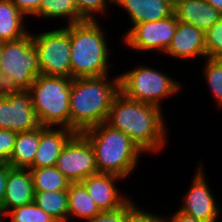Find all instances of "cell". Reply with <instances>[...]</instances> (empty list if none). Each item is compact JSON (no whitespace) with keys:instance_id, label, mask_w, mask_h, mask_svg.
<instances>
[{"instance_id":"44dd1931","label":"cell","mask_w":222,"mask_h":222,"mask_svg":"<svg viewBox=\"0 0 222 222\" xmlns=\"http://www.w3.org/2000/svg\"><path fill=\"white\" fill-rule=\"evenodd\" d=\"M40 143V127L27 132H19L8 164L12 168L29 169Z\"/></svg>"},{"instance_id":"3957f363","label":"cell","mask_w":222,"mask_h":222,"mask_svg":"<svg viewBox=\"0 0 222 222\" xmlns=\"http://www.w3.org/2000/svg\"><path fill=\"white\" fill-rule=\"evenodd\" d=\"M104 29L99 20L70 24L72 78L101 77L111 73L109 58L113 51H110Z\"/></svg>"},{"instance_id":"e0dca14e","label":"cell","mask_w":222,"mask_h":222,"mask_svg":"<svg viewBox=\"0 0 222 222\" xmlns=\"http://www.w3.org/2000/svg\"><path fill=\"white\" fill-rule=\"evenodd\" d=\"M115 5L129 16L131 27L128 31L135 24L161 20L174 13V7L165 0H114Z\"/></svg>"},{"instance_id":"5bb4252c","label":"cell","mask_w":222,"mask_h":222,"mask_svg":"<svg viewBox=\"0 0 222 222\" xmlns=\"http://www.w3.org/2000/svg\"><path fill=\"white\" fill-rule=\"evenodd\" d=\"M175 59L194 60L207 57L205 32L196 26L177 20V27L172 42L164 56Z\"/></svg>"},{"instance_id":"30bf717a","label":"cell","mask_w":222,"mask_h":222,"mask_svg":"<svg viewBox=\"0 0 222 222\" xmlns=\"http://www.w3.org/2000/svg\"><path fill=\"white\" fill-rule=\"evenodd\" d=\"M55 166L71 183L98 173L94 148L80 132H76L63 147Z\"/></svg>"},{"instance_id":"6da1fadb","label":"cell","mask_w":222,"mask_h":222,"mask_svg":"<svg viewBox=\"0 0 222 222\" xmlns=\"http://www.w3.org/2000/svg\"><path fill=\"white\" fill-rule=\"evenodd\" d=\"M164 117L163 109L130 99L119 92L113 100L106 123L122 131L145 154L151 155L166 149L168 144V125Z\"/></svg>"},{"instance_id":"4fadbf2b","label":"cell","mask_w":222,"mask_h":222,"mask_svg":"<svg viewBox=\"0 0 222 222\" xmlns=\"http://www.w3.org/2000/svg\"><path fill=\"white\" fill-rule=\"evenodd\" d=\"M125 181L122 177L110 173H96L88 176L81 183L85 186L93 201L101 211H116L125 206L132 198L123 195L118 184Z\"/></svg>"},{"instance_id":"f546056e","label":"cell","mask_w":222,"mask_h":222,"mask_svg":"<svg viewBox=\"0 0 222 222\" xmlns=\"http://www.w3.org/2000/svg\"><path fill=\"white\" fill-rule=\"evenodd\" d=\"M17 132L0 129V163H8L12 155Z\"/></svg>"},{"instance_id":"9a60e30c","label":"cell","mask_w":222,"mask_h":222,"mask_svg":"<svg viewBox=\"0 0 222 222\" xmlns=\"http://www.w3.org/2000/svg\"><path fill=\"white\" fill-rule=\"evenodd\" d=\"M75 133L64 127L40 126V143L30 168L55 166L63 147Z\"/></svg>"},{"instance_id":"484cf974","label":"cell","mask_w":222,"mask_h":222,"mask_svg":"<svg viewBox=\"0 0 222 222\" xmlns=\"http://www.w3.org/2000/svg\"><path fill=\"white\" fill-rule=\"evenodd\" d=\"M5 216L10 217V222H57L53 217L38 207L35 202L8 211L3 217V222Z\"/></svg>"},{"instance_id":"ac0fdd59","label":"cell","mask_w":222,"mask_h":222,"mask_svg":"<svg viewBox=\"0 0 222 222\" xmlns=\"http://www.w3.org/2000/svg\"><path fill=\"white\" fill-rule=\"evenodd\" d=\"M178 21L189 23L206 32L216 22L222 13L205 0H184L174 8Z\"/></svg>"},{"instance_id":"836d02e7","label":"cell","mask_w":222,"mask_h":222,"mask_svg":"<svg viewBox=\"0 0 222 222\" xmlns=\"http://www.w3.org/2000/svg\"><path fill=\"white\" fill-rule=\"evenodd\" d=\"M175 213H172V215H165L167 222H203L201 220H197L192 216H189L177 209V211H174Z\"/></svg>"},{"instance_id":"4316f807","label":"cell","mask_w":222,"mask_h":222,"mask_svg":"<svg viewBox=\"0 0 222 222\" xmlns=\"http://www.w3.org/2000/svg\"><path fill=\"white\" fill-rule=\"evenodd\" d=\"M75 4L79 15L84 20L97 21L99 16H104L112 5L114 6V0H75ZM110 6V7H109Z\"/></svg>"},{"instance_id":"603a6c76","label":"cell","mask_w":222,"mask_h":222,"mask_svg":"<svg viewBox=\"0 0 222 222\" xmlns=\"http://www.w3.org/2000/svg\"><path fill=\"white\" fill-rule=\"evenodd\" d=\"M34 202L57 222H68L67 190L35 192Z\"/></svg>"},{"instance_id":"1f68e13d","label":"cell","mask_w":222,"mask_h":222,"mask_svg":"<svg viewBox=\"0 0 222 222\" xmlns=\"http://www.w3.org/2000/svg\"><path fill=\"white\" fill-rule=\"evenodd\" d=\"M41 1L42 0H11L26 18H28V16L33 17L38 12Z\"/></svg>"},{"instance_id":"9c48e42d","label":"cell","mask_w":222,"mask_h":222,"mask_svg":"<svg viewBox=\"0 0 222 222\" xmlns=\"http://www.w3.org/2000/svg\"><path fill=\"white\" fill-rule=\"evenodd\" d=\"M177 27L175 13L161 20L135 24L122 36L127 48L135 52L165 53L172 42Z\"/></svg>"},{"instance_id":"8992f818","label":"cell","mask_w":222,"mask_h":222,"mask_svg":"<svg viewBox=\"0 0 222 222\" xmlns=\"http://www.w3.org/2000/svg\"><path fill=\"white\" fill-rule=\"evenodd\" d=\"M136 66L119 74L120 92L130 99L162 109L163 100L179 94L184 87L178 80L153 66Z\"/></svg>"},{"instance_id":"52a82bcc","label":"cell","mask_w":222,"mask_h":222,"mask_svg":"<svg viewBox=\"0 0 222 222\" xmlns=\"http://www.w3.org/2000/svg\"><path fill=\"white\" fill-rule=\"evenodd\" d=\"M2 90H29L41 74L31 31L21 39L3 42Z\"/></svg>"},{"instance_id":"ffe728a7","label":"cell","mask_w":222,"mask_h":222,"mask_svg":"<svg viewBox=\"0 0 222 222\" xmlns=\"http://www.w3.org/2000/svg\"><path fill=\"white\" fill-rule=\"evenodd\" d=\"M67 195L68 222H75L76 218L88 220L102 212L81 182L70 183Z\"/></svg>"},{"instance_id":"d4e9b609","label":"cell","mask_w":222,"mask_h":222,"mask_svg":"<svg viewBox=\"0 0 222 222\" xmlns=\"http://www.w3.org/2000/svg\"><path fill=\"white\" fill-rule=\"evenodd\" d=\"M204 62L201 69L202 76L217 107L222 108V59L206 57Z\"/></svg>"},{"instance_id":"2e32d148","label":"cell","mask_w":222,"mask_h":222,"mask_svg":"<svg viewBox=\"0 0 222 222\" xmlns=\"http://www.w3.org/2000/svg\"><path fill=\"white\" fill-rule=\"evenodd\" d=\"M34 186L29 169L12 168L7 176L2 217L16 207L34 202Z\"/></svg>"},{"instance_id":"7c38bea8","label":"cell","mask_w":222,"mask_h":222,"mask_svg":"<svg viewBox=\"0 0 222 222\" xmlns=\"http://www.w3.org/2000/svg\"><path fill=\"white\" fill-rule=\"evenodd\" d=\"M199 162L200 165L195 169L193 180L178 210L203 222H217L222 218V209L209 187L204 163Z\"/></svg>"},{"instance_id":"7402d4cb","label":"cell","mask_w":222,"mask_h":222,"mask_svg":"<svg viewBox=\"0 0 222 222\" xmlns=\"http://www.w3.org/2000/svg\"><path fill=\"white\" fill-rule=\"evenodd\" d=\"M38 19H67L68 25L85 21L78 13L75 0H42L38 12L33 16Z\"/></svg>"},{"instance_id":"4dcf8cb0","label":"cell","mask_w":222,"mask_h":222,"mask_svg":"<svg viewBox=\"0 0 222 222\" xmlns=\"http://www.w3.org/2000/svg\"><path fill=\"white\" fill-rule=\"evenodd\" d=\"M129 222H167L166 216L162 214H154V212L146 211L144 208L137 206L131 213Z\"/></svg>"},{"instance_id":"d6986e66","label":"cell","mask_w":222,"mask_h":222,"mask_svg":"<svg viewBox=\"0 0 222 222\" xmlns=\"http://www.w3.org/2000/svg\"><path fill=\"white\" fill-rule=\"evenodd\" d=\"M25 18L11 0H0V41H14L26 36L30 29Z\"/></svg>"},{"instance_id":"e575fe53","label":"cell","mask_w":222,"mask_h":222,"mask_svg":"<svg viewBox=\"0 0 222 222\" xmlns=\"http://www.w3.org/2000/svg\"><path fill=\"white\" fill-rule=\"evenodd\" d=\"M222 13V0H205Z\"/></svg>"},{"instance_id":"8d00e7d4","label":"cell","mask_w":222,"mask_h":222,"mask_svg":"<svg viewBox=\"0 0 222 222\" xmlns=\"http://www.w3.org/2000/svg\"><path fill=\"white\" fill-rule=\"evenodd\" d=\"M165 1L175 8L179 3H181L184 0H165Z\"/></svg>"},{"instance_id":"277c9868","label":"cell","mask_w":222,"mask_h":222,"mask_svg":"<svg viewBox=\"0 0 222 222\" xmlns=\"http://www.w3.org/2000/svg\"><path fill=\"white\" fill-rule=\"evenodd\" d=\"M82 133L94 148L98 173H110L128 179L137 169L141 155H145L129 136L106 122Z\"/></svg>"},{"instance_id":"cb8c5ba5","label":"cell","mask_w":222,"mask_h":222,"mask_svg":"<svg viewBox=\"0 0 222 222\" xmlns=\"http://www.w3.org/2000/svg\"><path fill=\"white\" fill-rule=\"evenodd\" d=\"M29 170L32 174L34 192L67 190L71 183L56 166Z\"/></svg>"},{"instance_id":"8fae6325","label":"cell","mask_w":222,"mask_h":222,"mask_svg":"<svg viewBox=\"0 0 222 222\" xmlns=\"http://www.w3.org/2000/svg\"><path fill=\"white\" fill-rule=\"evenodd\" d=\"M40 126L28 90L0 91V129L19 133Z\"/></svg>"},{"instance_id":"d6a6232c","label":"cell","mask_w":222,"mask_h":222,"mask_svg":"<svg viewBox=\"0 0 222 222\" xmlns=\"http://www.w3.org/2000/svg\"><path fill=\"white\" fill-rule=\"evenodd\" d=\"M12 167L8 163H0V213L2 215L3 200L5 197L6 181Z\"/></svg>"},{"instance_id":"f1b7e54d","label":"cell","mask_w":222,"mask_h":222,"mask_svg":"<svg viewBox=\"0 0 222 222\" xmlns=\"http://www.w3.org/2000/svg\"><path fill=\"white\" fill-rule=\"evenodd\" d=\"M131 199L125 206L116 211H102L97 216L84 220V222H129L130 213L137 207Z\"/></svg>"},{"instance_id":"7a4b0ae2","label":"cell","mask_w":222,"mask_h":222,"mask_svg":"<svg viewBox=\"0 0 222 222\" xmlns=\"http://www.w3.org/2000/svg\"><path fill=\"white\" fill-rule=\"evenodd\" d=\"M113 77L109 74L72 79L69 99L71 130L82 133L106 122L113 100L120 92L119 74Z\"/></svg>"},{"instance_id":"ba28073f","label":"cell","mask_w":222,"mask_h":222,"mask_svg":"<svg viewBox=\"0 0 222 222\" xmlns=\"http://www.w3.org/2000/svg\"><path fill=\"white\" fill-rule=\"evenodd\" d=\"M42 75L72 78L70 25L32 33Z\"/></svg>"},{"instance_id":"d590c367","label":"cell","mask_w":222,"mask_h":222,"mask_svg":"<svg viewBox=\"0 0 222 222\" xmlns=\"http://www.w3.org/2000/svg\"><path fill=\"white\" fill-rule=\"evenodd\" d=\"M2 48H3V42L0 41V91L2 90V72H1Z\"/></svg>"},{"instance_id":"83f0119b","label":"cell","mask_w":222,"mask_h":222,"mask_svg":"<svg viewBox=\"0 0 222 222\" xmlns=\"http://www.w3.org/2000/svg\"><path fill=\"white\" fill-rule=\"evenodd\" d=\"M205 45L208 58L222 59V17L205 32Z\"/></svg>"},{"instance_id":"74e56055","label":"cell","mask_w":222,"mask_h":222,"mask_svg":"<svg viewBox=\"0 0 222 222\" xmlns=\"http://www.w3.org/2000/svg\"><path fill=\"white\" fill-rule=\"evenodd\" d=\"M0 222H3V217L1 215V213H0Z\"/></svg>"},{"instance_id":"5b68a950","label":"cell","mask_w":222,"mask_h":222,"mask_svg":"<svg viewBox=\"0 0 222 222\" xmlns=\"http://www.w3.org/2000/svg\"><path fill=\"white\" fill-rule=\"evenodd\" d=\"M73 78L40 74L29 92L41 126L70 129V92Z\"/></svg>"}]
</instances>
